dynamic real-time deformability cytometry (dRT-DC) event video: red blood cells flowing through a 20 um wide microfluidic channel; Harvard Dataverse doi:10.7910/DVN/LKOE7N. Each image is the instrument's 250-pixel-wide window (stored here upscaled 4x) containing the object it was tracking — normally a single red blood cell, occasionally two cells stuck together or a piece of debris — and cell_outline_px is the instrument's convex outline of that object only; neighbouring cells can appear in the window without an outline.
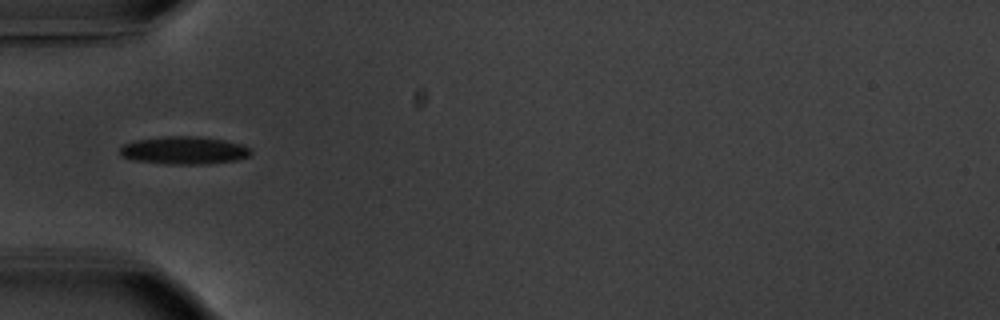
{"species": "common noctule bat (a hibernating species)", "species_latin": "Nyctalus noctula", "temperature_condition": "warm", "stored_images_in_passage": 12, "camera_frame_rate_fps": 3000, "um_per_image_px": 0.085, "animal": {"sex": "male", "body_mass_g": 20.1, "forearm_length_mm": 53.5}, "frame": {"image": 1, "passage_image": 1, "time_ms": 0.0, "image_size_px": [1000, 320], "cell_outline_px": [[252, 152], [248, 156], [236, 160], [208, 164], [172, 164], [132, 160], [124, 156], [120, 152], [120, 148], [124, 144], [132, 140], [164, 136], [200, 136], [224, 140], [244, 144], [252, 148]], "centroid_in_image_um": [15.68, 12.77], "position_along_channel_um": 69.3, "area_um2": 21.39}}